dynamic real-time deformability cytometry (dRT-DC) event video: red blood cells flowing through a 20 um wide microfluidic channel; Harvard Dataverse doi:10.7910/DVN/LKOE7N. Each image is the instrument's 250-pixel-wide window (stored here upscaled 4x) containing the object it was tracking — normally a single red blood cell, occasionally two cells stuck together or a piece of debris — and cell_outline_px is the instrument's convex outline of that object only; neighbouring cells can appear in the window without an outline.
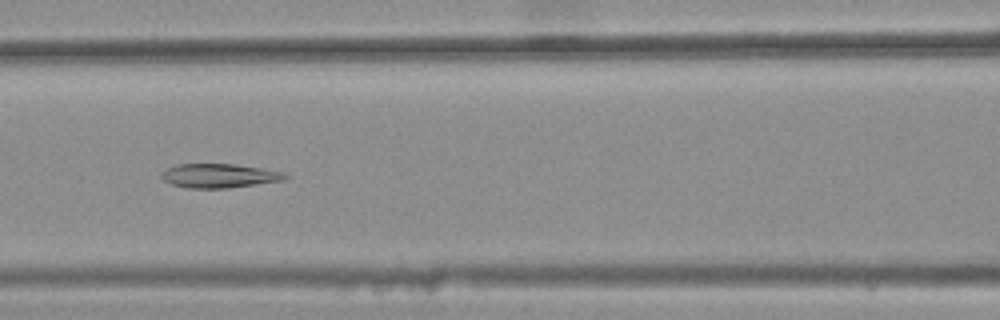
{"species": "common noctule bat (a hibernating species)", "species_latin": "Nyctalus noctula", "temperature_condition": "warm", "stored_images_in_passage": 44, "camera_frame_rate_fps": 3000, "um_per_image_px": 0.085, "animal": {"sex": "female", "body_mass_g": 25.1}, "frame": {"image": 1, "passage_image": 22, "time_ms": 7.0, "image_size_px": [1000, 320], "cell_outline_px": [[288, 176], [284, 180], [228, 188], [188, 188], [172, 184], [164, 180], [160, 176], [160, 172], [176, 164], [236, 164], [284, 172]], "centroid_in_image_um": [18.61, 14.93], "position_along_channel_um": 148.0, "area_um2": 17.28}}
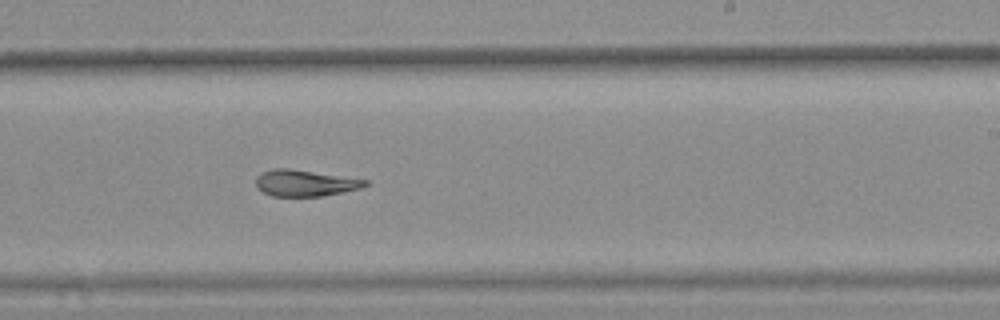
{"frame": {"image": 2, "passage_image": 31, "time_ms": 10.0, "image_size_px": [1000, 320], "cell_outline_px": [[368, 184], [360, 188], [324, 196], [272, 196], [256, 188], [256, 176], [260, 172], [272, 168], [288, 168], [368, 180]], "centroid_in_image_um": [25.87, 15.55], "position_along_channel_um": 263.1, "area_um2": 16.76}}
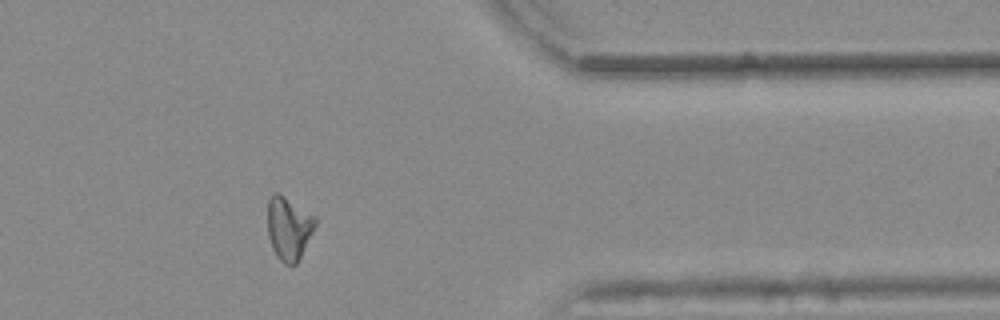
{"frame": {"image": 3, "passage_image": 42, "time_ms": 13.667, "image_size_px": [1000, 320], "cell_outline_px": [[316, 224], [296, 264], [292, 268], [284, 264], [276, 256], [272, 248], [268, 236], [268, 200], [272, 192], [276, 192], [316, 216]], "centroid_in_image_um": [24.52, 19.42], "position_along_channel_um": 386.9, "area_um2": 17.46}, "authors_computed_cell_mechanics": {"area_um2": 18.1781, "velocity_mm_per_s": 3.844, "shape_relaxation_time_tau1_ms": null, "shape_relaxation_time_tau2_ms": 4.9127, "deformation_change_tau1": null, "deformation_change_tau2": 0.1345}}